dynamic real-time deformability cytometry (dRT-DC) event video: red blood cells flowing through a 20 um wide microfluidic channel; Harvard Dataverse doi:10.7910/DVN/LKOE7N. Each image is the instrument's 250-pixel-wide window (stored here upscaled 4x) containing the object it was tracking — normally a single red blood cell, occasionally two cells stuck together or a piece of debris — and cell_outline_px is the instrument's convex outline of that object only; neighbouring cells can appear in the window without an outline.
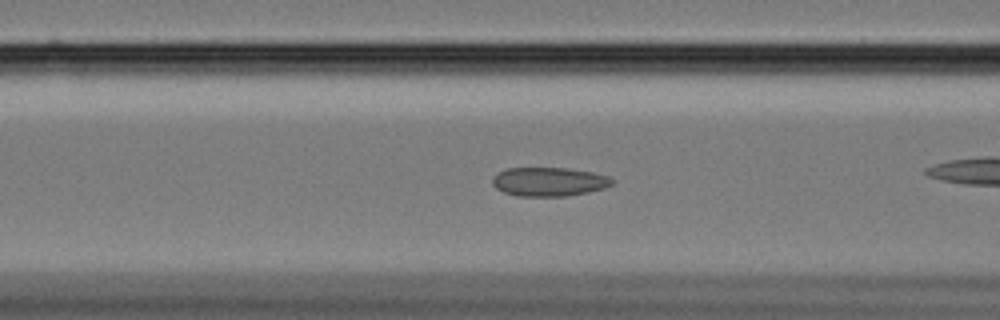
{"species": "Egyptian fruit bat (a non-hibernating species)", "species_latin": "Rousettus aegyptiacus", "temperature_condition": "cold", "stored_images_in_passage": 55, "camera_frame_rate_fps": 3000, "um_per_image_px": 0.085, "animal": {"sex": "female"}, "frame": {"image": 1, "passage_image": 19, "time_ms": 6.0, "image_size_px": [1000, 320], "cell_outline_px": [[616, 184], [604, 188], [588, 192], [568, 196], [516, 196], [504, 192], [496, 188], [492, 184], [492, 176], [496, 172], [508, 168], [568, 168], [592, 172], [608, 176], [616, 180]], "centroid_in_image_um": [46.68, 15.44], "position_along_channel_um": 119.9, "area_um2": 20.46}}
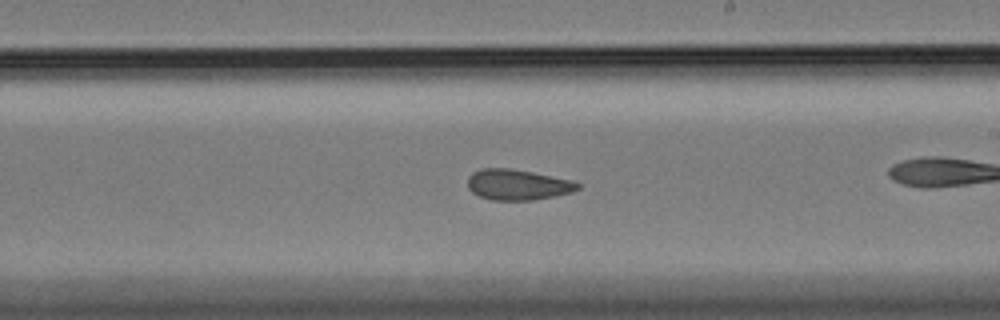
{"frame": {"image": 2, "passage_image": 30, "time_ms": 9.667, "image_size_px": [1000, 320], "cell_outline_px": [[580, 188], [572, 192], [556, 196], [532, 200], [492, 200], [480, 196], [472, 192], [468, 188], [468, 176], [472, 172], [480, 168], [508, 168], [532, 172], [572, 180], [580, 184]], "centroid_in_image_um": [43.99, 15.69], "position_along_channel_um": 245.0, "area_um2": 19.71}}
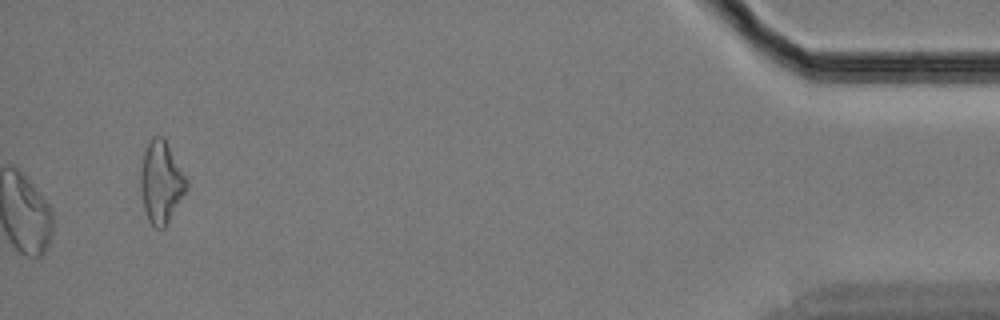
{"frame": {"image": 3, "passage_image": 55, "time_ms": 18.0, "image_size_px": [1000, 320], "cell_outline_px": [[188, 188], [164, 228], [156, 228], [148, 220], [144, 208], [140, 184], [140, 168], [144, 152], [148, 140], [152, 136], [164, 136], [188, 180]], "centroid_in_image_um": [13.69, 15.44], "position_along_channel_um": 421.5, "area_um2": 22.02}, "authors_computed_cell_mechanics": {"area_um2": 21.4438, "velocity_mm_per_s": 3.4099, "shape_relaxation_time_tau1_ms": null, "shape_relaxation_time_tau2_ms": 2.784, "deformation_change_tau1": null, "deformation_change_tau2": 0.0798}}